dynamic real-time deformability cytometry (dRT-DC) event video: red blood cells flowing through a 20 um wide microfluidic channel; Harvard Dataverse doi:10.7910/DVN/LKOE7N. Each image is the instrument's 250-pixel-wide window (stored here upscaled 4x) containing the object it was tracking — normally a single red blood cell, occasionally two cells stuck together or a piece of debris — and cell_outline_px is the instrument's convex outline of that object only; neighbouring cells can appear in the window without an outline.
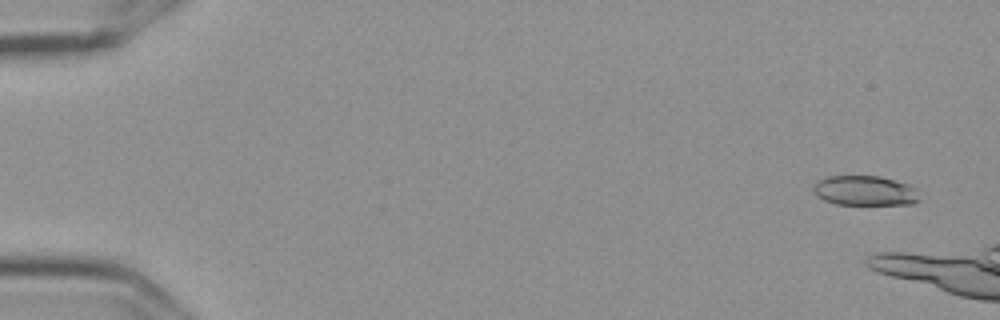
{"species": "Egyptian fruit bat (a non-hibernating species)", "species_latin": "Rousettus aegyptiacus", "temperature_condition": "cold", "stored_images_in_passage": 19, "camera_frame_rate_fps": 3000, "um_per_image_px": 0.085, "frame": {"image": 1, "passage_image": 4, "time_ms": 1.0, "image_size_px": [1000, 320], "cell_outline_px": [[920, 200], [912, 204], [836, 204], [824, 200], [816, 196], [812, 192], [812, 184], [816, 180], [828, 176], [880, 176], [908, 184], [916, 188]], "centroid_in_image_um": [73.47, 16.2], "position_along_channel_um": 11.5, "area_um2": 18.67}}